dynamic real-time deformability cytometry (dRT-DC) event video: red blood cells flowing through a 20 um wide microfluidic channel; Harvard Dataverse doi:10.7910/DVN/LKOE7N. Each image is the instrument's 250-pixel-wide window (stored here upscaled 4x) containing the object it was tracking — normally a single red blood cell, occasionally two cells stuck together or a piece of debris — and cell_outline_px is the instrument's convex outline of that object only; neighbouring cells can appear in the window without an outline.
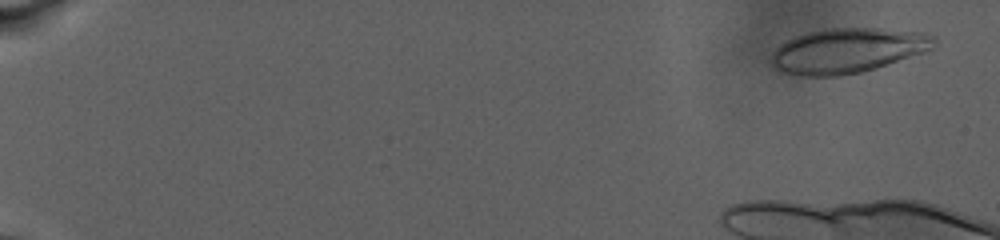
{"species": "human", "species_latin": "Homo sapiens", "temperature_condition": "warm", "stored_images_in_passage": 15, "camera_frame_rate_fps": 3000, "um_per_image_px": 0.085, "donor": {"sex": "male"}, "frame": {"image": 1, "passage_image": 3, "time_ms": 1.0, "image_size_px": [1000, 240], "cell_outline_px": [[936, 44], [932, 48], [924, 52], [876, 68], [860, 72], [840, 76], [804, 76], [784, 72], [776, 68], [772, 64], [772, 56], [776, 48], [780, 44], [796, 36], [808, 32], [824, 28], [880, 28], [924, 32], [936, 36]], "centroid_in_image_um": [72.09, 4.28], "position_along_channel_um": 12.9, "area_um2": 42.54}}